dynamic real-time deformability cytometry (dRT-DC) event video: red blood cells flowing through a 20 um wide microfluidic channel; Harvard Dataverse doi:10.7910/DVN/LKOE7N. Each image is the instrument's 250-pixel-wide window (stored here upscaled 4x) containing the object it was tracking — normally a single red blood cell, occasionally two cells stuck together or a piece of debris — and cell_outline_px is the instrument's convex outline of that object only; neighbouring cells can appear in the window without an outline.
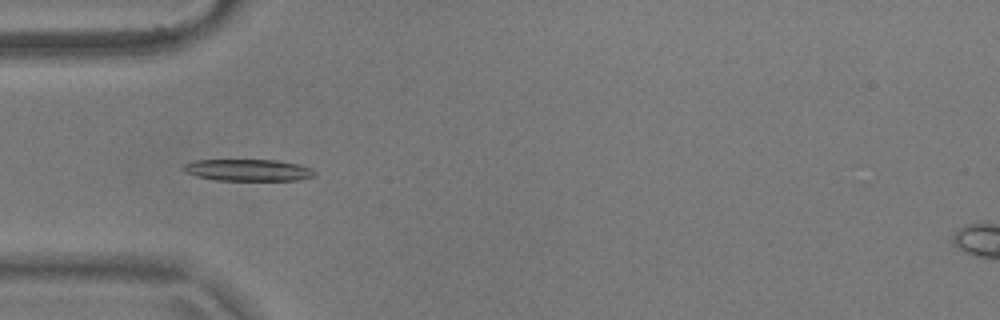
{"species": "common noctule bat (a hibernating species)", "species_latin": "Nyctalus noctula", "temperature_condition": "warm", "stored_images_in_passage": 52, "camera_frame_rate_fps": 3000, "um_per_image_px": 0.085, "animal": {"sex": "male", "body_mass_g": 17.9}, "frame": {"image": 1, "passage_image": 14, "time_ms": 4.333, "image_size_px": [1000, 320], "cell_outline_px": [[316, 172], [312, 176], [296, 180], [216, 180], [196, 176], [184, 172], [180, 168], [184, 164], [196, 160], [276, 160], [300, 164], [312, 168]], "centroid_in_image_um": [21.05, 14.45], "position_along_channel_um": 63.9, "area_um2": 16.65}}
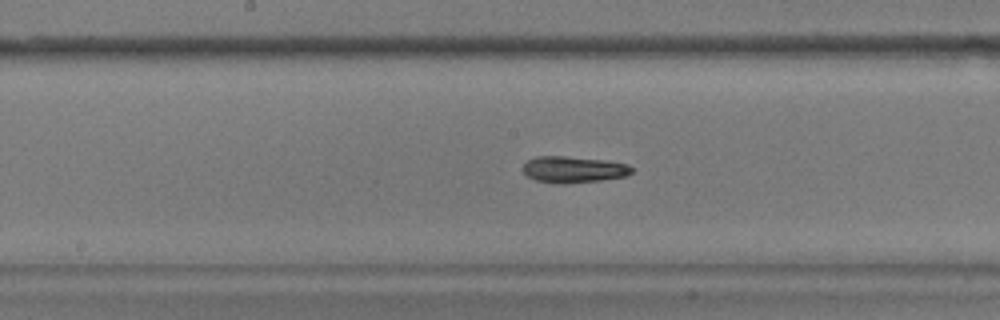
{"frame": {"image": 2, "passage_image": 25, "time_ms": 8.0, "image_size_px": [1000, 320], "cell_outline_px": [[632, 172], [624, 176], [600, 180], [564, 184], [552, 184], [536, 180], [528, 176], [520, 168], [528, 160], [536, 156], [564, 156], [604, 160], [628, 164], [632, 168]], "centroid_in_image_um": [48.69, 14.41], "position_along_channel_um": 199.5, "area_um2": 16.76}}
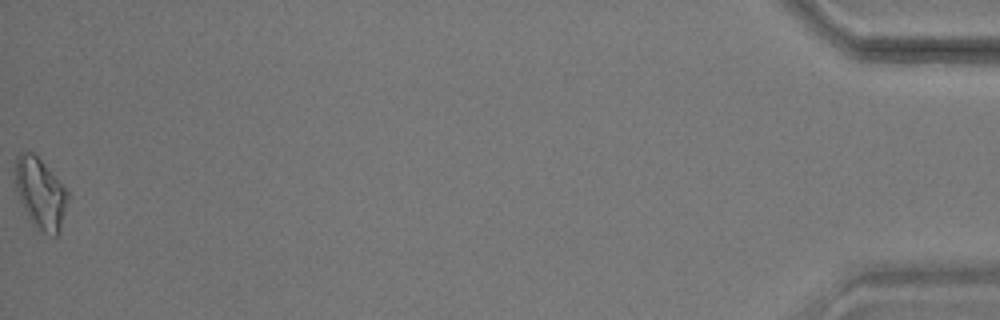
{"frame": {"image": 3, "passage_image": 52, "time_ms": 17.0, "image_size_px": [1000, 320], "cell_outline_px": [[68, 200], [60, 232], [56, 236], [52, 236], [36, 228], [32, 224], [16, 192], [16, 156], [20, 152], [32, 152], [40, 160], [68, 192]], "centroid_in_image_um": [3.44, 16.48], "position_along_channel_um": 431.8, "area_um2": 21.21}, "authors_computed_cell_mechanics": {"area_um2": 16.7909, "velocity_mm_per_s": 3.6908, "shape_relaxation_time_tau1_ms": 4.3874, "shape_relaxation_time_tau2_ms": null, "deformation_change_tau1": 0.1757, "deformation_change_tau2": null}}